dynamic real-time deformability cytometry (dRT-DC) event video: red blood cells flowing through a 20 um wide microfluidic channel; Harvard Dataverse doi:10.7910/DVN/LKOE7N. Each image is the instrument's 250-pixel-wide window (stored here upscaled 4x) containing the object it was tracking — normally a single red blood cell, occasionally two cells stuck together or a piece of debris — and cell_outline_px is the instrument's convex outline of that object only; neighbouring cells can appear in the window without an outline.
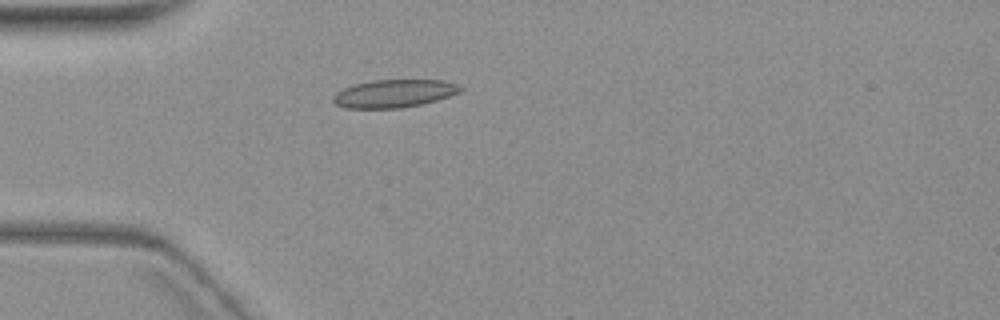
{"species": "common noctule bat (a hibernating species)", "species_latin": "Nyctalus noctula", "temperature_condition": "warm", "stored_images_in_passage": 2, "camera_frame_rate_fps": 3000, "um_per_image_px": 0.085, "animal": {"sex": "female", "body_mass_g": 19.3, "forearm_length_mm": 54.1}, "frame": {"image": 1, "passage_image": 1, "time_ms": 0.0, "image_size_px": [1000, 320], "cell_outline_px": [[464, 88], [460, 92], [436, 100], [420, 104], [400, 108], [344, 108], [336, 104], [332, 100], [332, 96], [336, 92], [344, 88], [356, 84], [372, 80], [444, 80], [456, 84]], "centroid_in_image_um": [33.48, 7.95], "position_along_channel_um": 51.5, "area_um2": 20.58}}